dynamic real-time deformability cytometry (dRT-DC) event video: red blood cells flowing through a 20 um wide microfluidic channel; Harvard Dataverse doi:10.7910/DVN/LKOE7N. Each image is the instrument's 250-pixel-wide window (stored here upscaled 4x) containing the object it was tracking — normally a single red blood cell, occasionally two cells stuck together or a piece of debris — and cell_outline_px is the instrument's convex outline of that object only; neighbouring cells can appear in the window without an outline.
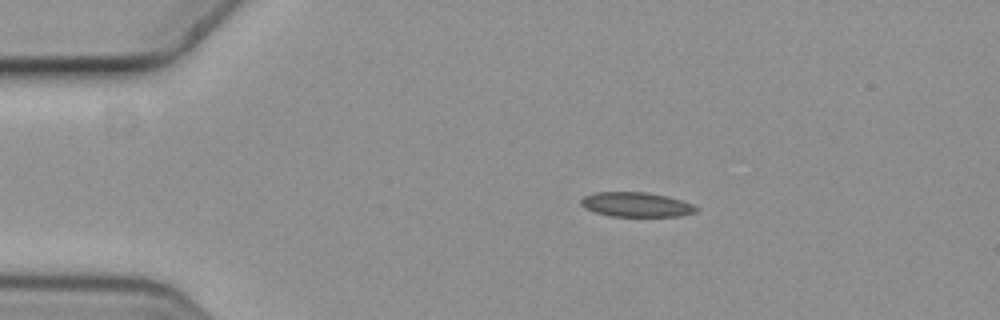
{"species": "common noctule bat (a hibernating species)", "species_latin": "Nyctalus noctula", "temperature_condition": "cold", "stored_images_in_passage": 6, "camera_frame_rate_fps": 3000, "um_per_image_px": 0.085, "animal": {"sex": "female", "body_mass_g": 19.3, "forearm_length_mm": 54.1}, "frame": {"image": 1, "passage_image": 3, "time_ms": 0.667, "image_size_px": [1000, 320], "cell_outline_px": [[700, 208], [696, 212], [680, 216], [608, 216], [584, 208], [580, 204], [580, 200], [584, 196], [596, 192], [648, 192], [680, 200], [692, 204]], "centroid_in_image_um": [54.06, 17.39], "position_along_channel_um": 30.9, "area_um2": 16.47}}
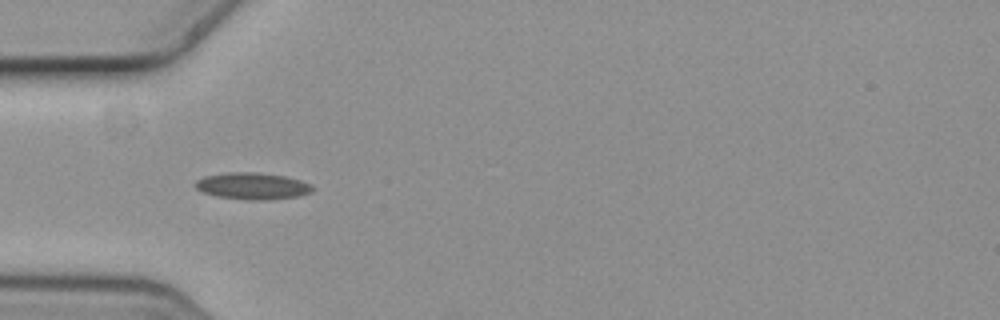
{"frame": {"image": 2, "passage_image": 5, "time_ms": 1.333, "image_size_px": [1000, 320], "cell_outline_px": [[316, 188], [312, 192], [300, 196], [268, 200], [244, 200], [216, 196], [204, 192], [196, 188], [192, 184], [196, 180], [204, 176], [228, 172], [256, 172], [284, 176], [300, 180], [312, 184]], "centroid_in_image_um": [21.48, 15.82], "position_along_channel_um": 63.5, "area_um2": 18.55}}
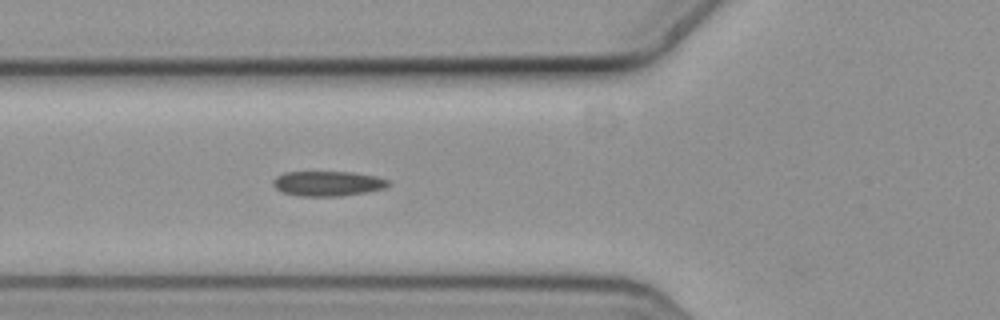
{"frame": {"image": 3, "passage_image": 6, "time_ms": 1.667, "image_size_px": [1000, 320], "cell_outline_px": [[392, 184], [384, 188], [368, 192], [340, 196], [300, 196], [280, 192], [272, 184], [272, 180], [276, 176], [284, 172], [352, 172], [376, 176], [388, 180]], "centroid_in_image_um": [27.85, 15.6], "position_along_channel_um": 98.0, "area_um2": 16.94}}